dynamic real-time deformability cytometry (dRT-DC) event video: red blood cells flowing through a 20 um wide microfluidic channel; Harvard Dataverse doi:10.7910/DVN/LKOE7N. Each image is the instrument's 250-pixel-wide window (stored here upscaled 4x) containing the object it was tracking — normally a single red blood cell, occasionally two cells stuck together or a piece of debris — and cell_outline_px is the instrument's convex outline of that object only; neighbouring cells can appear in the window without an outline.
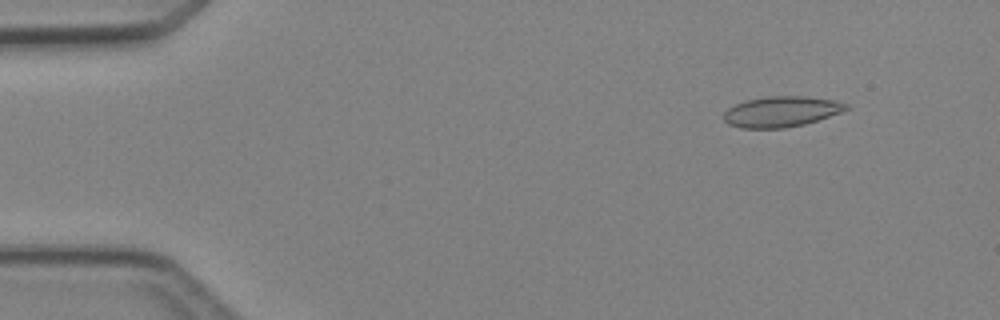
{"species": "Egyptian fruit bat (a non-hibernating species)", "species_latin": "Rousettus aegyptiacus", "temperature_condition": "cold", "stored_images_in_passage": 5, "camera_frame_rate_fps": 3000, "um_per_image_px": 0.085, "animal": {"sex": "female"}, "frame": {"image": 1, "passage_image": 2, "time_ms": 1.333, "image_size_px": [1000, 320], "cell_outline_px": [[848, 108], [840, 112], [804, 124], [784, 128], [740, 128], [728, 124], [724, 120], [724, 112], [728, 108], [736, 104], [748, 100], [764, 96], [804, 96], [832, 100], [848, 104]], "centroid_in_image_um": [66.36, 9.49], "position_along_channel_um": 18.6, "area_um2": 21.56}}